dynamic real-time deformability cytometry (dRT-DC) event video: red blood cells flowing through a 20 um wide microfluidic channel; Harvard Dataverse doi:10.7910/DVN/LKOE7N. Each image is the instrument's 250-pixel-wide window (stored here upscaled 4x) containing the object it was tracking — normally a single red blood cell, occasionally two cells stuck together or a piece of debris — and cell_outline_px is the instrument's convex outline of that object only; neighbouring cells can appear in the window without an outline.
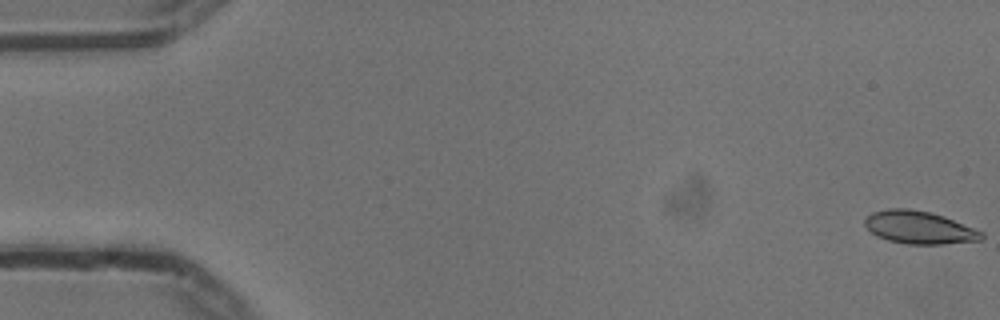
{"species": "common noctule bat (a hibernating species)", "species_latin": "Nyctalus noctula", "temperature_condition": "cold", "stored_images_in_passage": 55, "camera_frame_rate_fps": 3000, "um_per_image_px": 0.085, "animal": {"sex": "male", "body_mass_g": 13.3}, "frame": {"image": 1, "passage_image": 1, "time_ms": 0.0, "image_size_px": [1000, 320], "cell_outline_px": [[984, 236], [980, 240], [944, 244], [908, 244], [888, 240], [876, 236], [864, 224], [864, 220], [872, 212], [888, 208], [908, 208], [928, 212], [944, 216], [984, 232]], "centroid_in_image_um": [78.13, 19.33], "position_along_channel_um": 6.9, "area_um2": 22.2}}
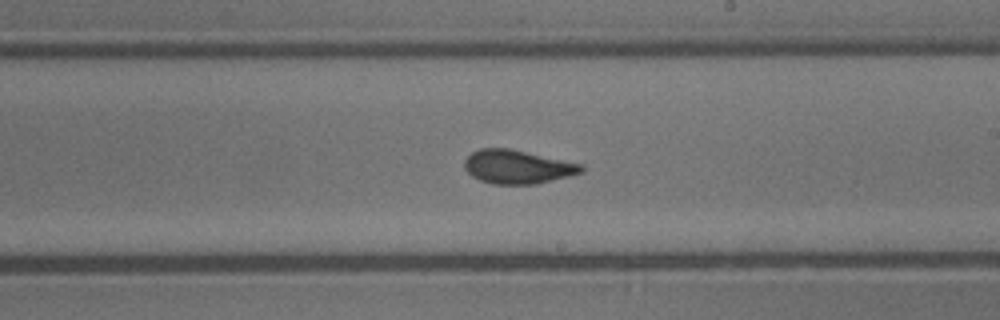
{"frame": {"image": 2, "passage_image": 32, "time_ms": 10.333, "image_size_px": [1000, 320], "cell_outline_px": [[584, 172], [536, 184], [492, 184], [480, 180], [472, 176], [464, 168], [464, 160], [472, 152], [480, 148], [512, 148], [584, 164]], "centroid_in_image_um": [44.0, 14.17], "position_along_channel_um": 245.0, "area_um2": 23.18}}
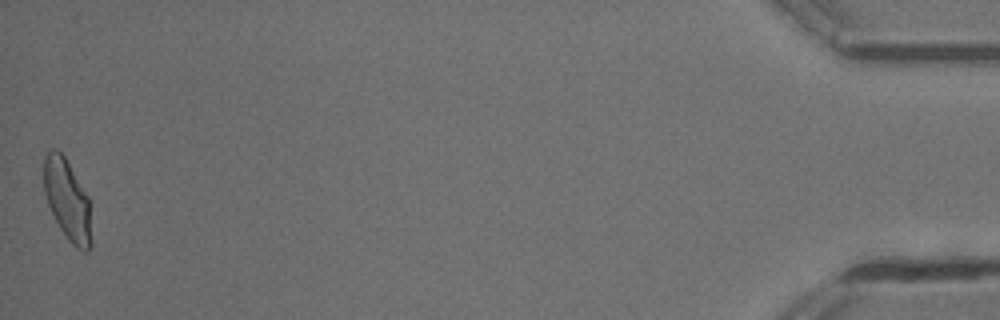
{"frame": {"image": 3, "passage_image": 55, "time_ms": 18.0, "image_size_px": [1000, 320], "cell_outline_px": [[92, 244], [88, 252], [84, 252], [76, 248], [68, 240], [60, 228], [48, 204], [44, 192], [44, 156], [52, 148], [56, 148], [64, 156], [88, 196]], "centroid_in_image_um": [5.73, 17.02], "position_along_channel_um": 429.5, "area_um2": 22.25}, "authors_computed_cell_mechanics": {"area_um2": 22.542, "velocity_mm_per_s": 3.7366, "shape_relaxation_time_tau1_ms": 4.3741, "shape_relaxation_time_tau2_ms": 1.0473, "deformation_change_tau1": 0.15, "deformation_change_tau2": 0.0543}}